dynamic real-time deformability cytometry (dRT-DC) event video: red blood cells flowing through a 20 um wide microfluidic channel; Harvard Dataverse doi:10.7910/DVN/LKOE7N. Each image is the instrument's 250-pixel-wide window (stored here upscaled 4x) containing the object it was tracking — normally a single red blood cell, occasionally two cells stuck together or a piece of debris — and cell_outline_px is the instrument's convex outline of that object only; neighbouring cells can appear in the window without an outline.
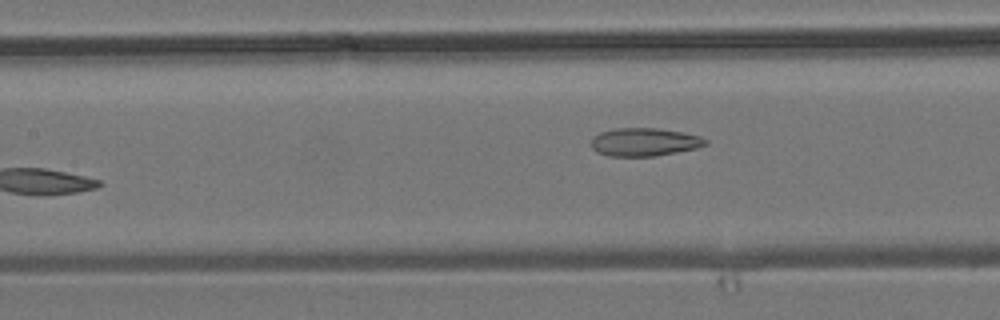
{"species": "common noctule bat (a hibernating species)", "species_latin": "Nyctalus noctula", "temperature_condition": "room temperature", "stored_images_in_passage": 6, "camera_frame_rate_fps": 3000, "um_per_image_px": 0.085, "animal": {"sex": "male", "body_mass_g": 19.2, "forearm_length_mm": 51.8}, "frame": {"image": 1, "passage_image": 6, "time_ms": 6.667, "image_size_px": [1000, 320], "cell_outline_px": [[708, 144], [696, 148], [656, 156], [608, 156], [596, 152], [592, 148], [592, 136], [600, 132], [616, 128], [656, 128], [684, 132], [700, 136], [708, 140]], "centroid_in_image_um": [54.77, 12.07], "position_along_channel_um": 152.6, "area_um2": 18.84}}